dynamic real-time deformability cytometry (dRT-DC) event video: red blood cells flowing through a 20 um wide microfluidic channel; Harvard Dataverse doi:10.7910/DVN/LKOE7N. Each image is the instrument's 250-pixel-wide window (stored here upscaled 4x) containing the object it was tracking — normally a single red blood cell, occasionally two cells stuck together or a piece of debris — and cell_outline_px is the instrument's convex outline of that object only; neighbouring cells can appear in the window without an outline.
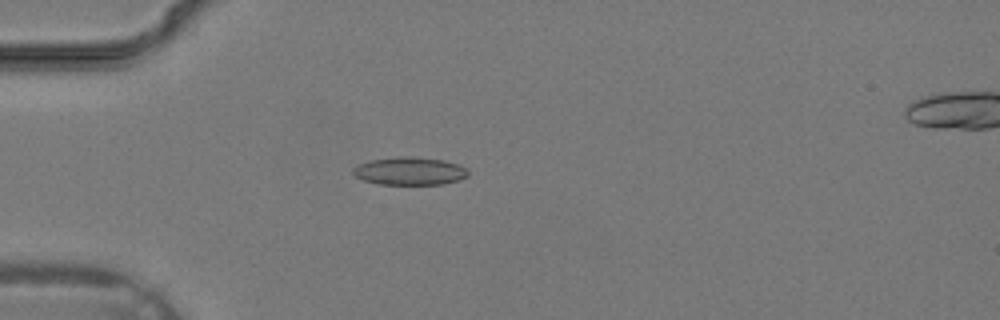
{"species": "common noctule bat (a hibernating species)", "species_latin": "Nyctalus noctula", "temperature_condition": "warm", "stored_images_in_passage": 31, "camera_frame_rate_fps": 3000, "um_per_image_px": 0.085, "animal": {"sex": "male", "body_mass_g": 19.2, "forearm_length_mm": 51.8}, "frame": {"image": 1, "passage_image": 6, "time_ms": 1.667, "image_size_px": [1000, 320], "cell_outline_px": [[468, 176], [444, 184], [376, 184], [364, 180], [356, 176], [352, 172], [352, 168], [360, 164], [372, 160], [400, 156], [412, 156], [444, 160], [460, 164], [468, 168]], "centroid_in_image_um": [34.85, 14.53], "position_along_channel_um": 50.1, "area_um2": 18.73}}
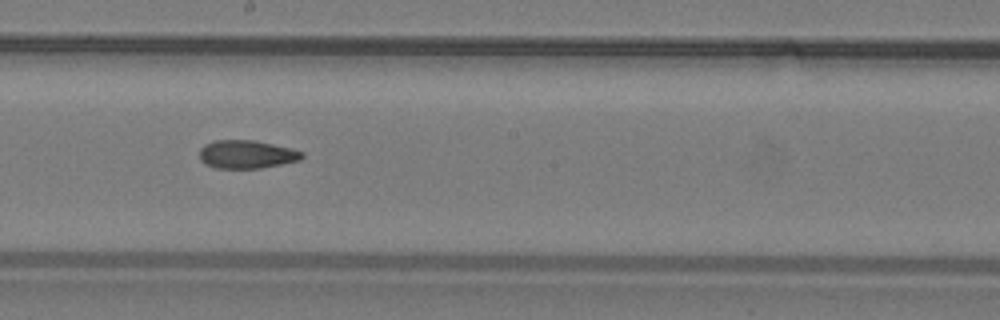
{"frame": {"image": 2, "passage_image": 16, "time_ms": 5.0, "image_size_px": [1000, 320], "cell_outline_px": [[304, 156], [300, 160], [260, 168], [216, 168], [204, 164], [200, 160], [200, 148], [204, 144], [212, 140], [256, 140], [292, 148], [304, 152]], "centroid_in_image_um": [20.95, 13.11], "position_along_channel_um": 227.2, "area_um2": 17.05}}
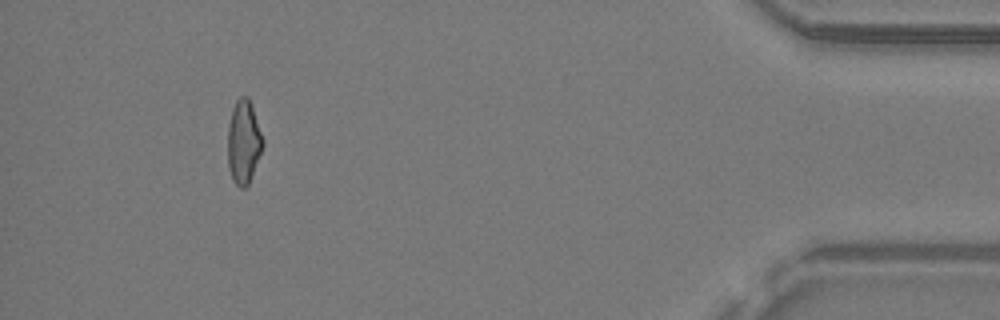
{"frame": {"image": 3, "passage_image": 29, "time_ms": 9.333, "image_size_px": [1000, 320], "cell_outline_px": [[264, 144], [248, 184], [244, 188], [240, 188], [232, 180], [228, 168], [228, 124], [232, 108], [236, 100], [240, 96], [248, 96], [252, 104], [264, 140]], "centroid_in_image_um": [20.7, 12.03], "position_along_channel_um": 414.5, "area_um2": 17.22}}